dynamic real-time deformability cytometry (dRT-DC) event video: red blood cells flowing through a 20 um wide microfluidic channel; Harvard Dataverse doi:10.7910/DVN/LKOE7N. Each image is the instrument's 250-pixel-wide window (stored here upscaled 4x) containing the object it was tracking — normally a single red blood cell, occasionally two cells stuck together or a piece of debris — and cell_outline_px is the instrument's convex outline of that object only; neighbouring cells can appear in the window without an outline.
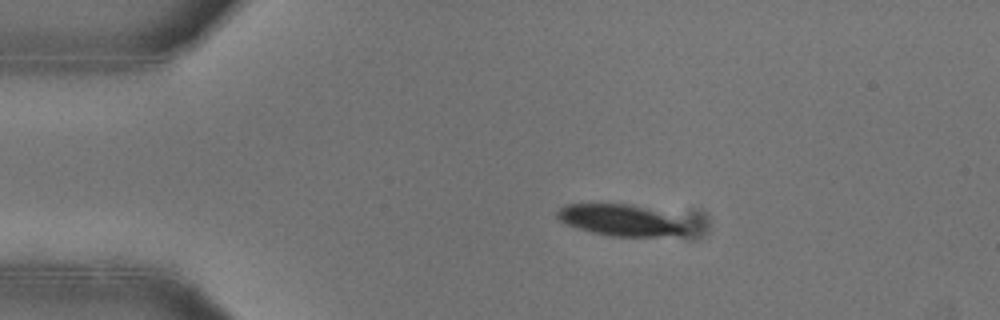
{"species": "common noctule bat (a hibernating species)", "species_latin": "Nyctalus noctula", "temperature_condition": "warm", "stored_images_in_passage": 44, "camera_frame_rate_fps": 3000, "um_per_image_px": 0.085, "animal": {"sex": "female"}, "frame": {"image": 1, "passage_image": 2, "time_ms": 0.333, "image_size_px": [1000, 320], "cell_outline_px": [[684, 232], [660, 236], [612, 236], [592, 232], [568, 224], [560, 220], [556, 216], [556, 212], [564, 204], [632, 204], [644, 208], [664, 216], [680, 224], [684, 228]], "centroid_in_image_um": [52.53, 18.7], "position_along_channel_um": 32.5, "area_um2": 22.2}}
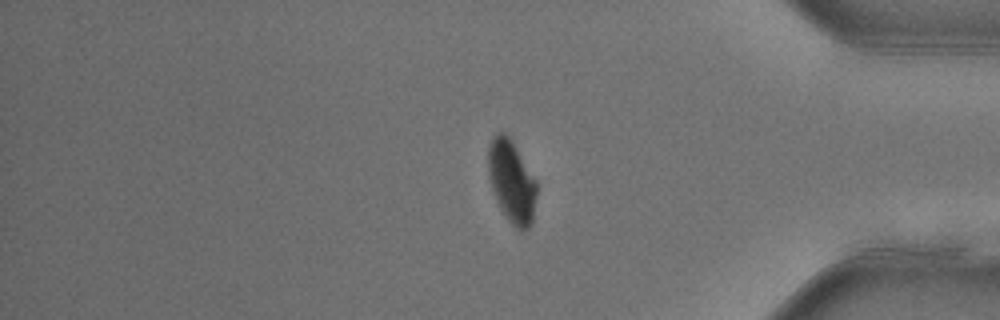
{"frame": {"image": 2, "passage_image": 35, "time_ms": 11.333, "image_size_px": [1000, 320], "cell_outline_px": [[536, 196], [532, 224], [528, 228], [516, 228], [504, 216], [496, 200], [488, 176], [488, 144], [492, 136], [496, 132], [504, 132], [512, 140], [536, 180]], "centroid_in_image_um": [43.47, 15.39], "position_along_channel_um": 391.7, "area_um2": 23.35}}
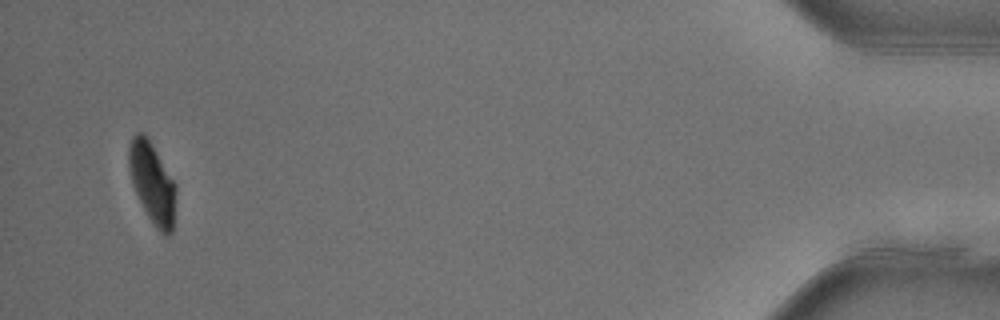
{"frame": {"image": 3, "passage_image": 42, "time_ms": 13.667, "image_size_px": [1000, 320], "cell_outline_px": [[176, 192], [172, 232], [168, 236], [164, 236], [156, 228], [148, 216], [132, 184], [128, 164], [128, 148], [132, 136], [136, 132], [144, 132], [152, 144], [176, 184]], "centroid_in_image_um": [12.94, 15.53], "position_along_channel_um": 422.3, "area_um2": 22.08}, "authors_computed_cell_mechanics": {"area_um2": 26.1834, "velocity_mm_per_s": 3.9304, "shape_relaxation_time_tau1_ms": 3.0049, "shape_relaxation_time_tau2_ms": 4.2248, "deformation_change_tau1": 0.1604, "deformation_change_tau2": 0.0422}}